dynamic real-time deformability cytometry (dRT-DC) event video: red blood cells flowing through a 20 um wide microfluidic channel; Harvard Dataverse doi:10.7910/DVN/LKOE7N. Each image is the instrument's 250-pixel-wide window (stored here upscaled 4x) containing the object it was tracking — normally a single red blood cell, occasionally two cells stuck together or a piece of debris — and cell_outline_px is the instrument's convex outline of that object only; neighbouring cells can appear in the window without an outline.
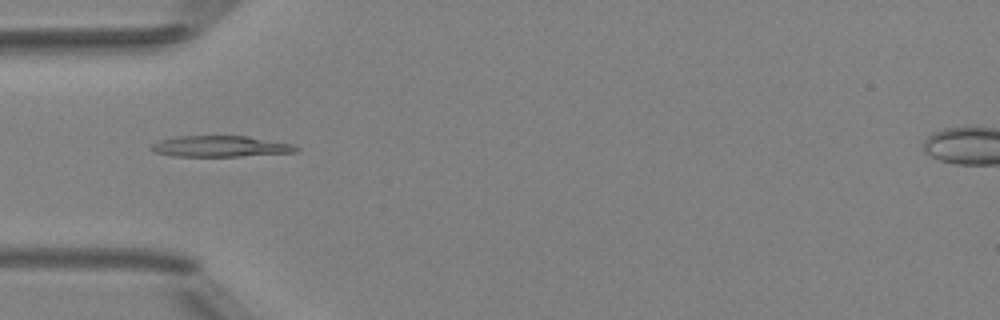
{"species": "Egyptian fruit bat (a non-hibernating species)", "species_latin": "Rousettus aegyptiacus", "temperature_condition": "room temperature", "stored_images_in_passage": 4, "camera_frame_rate_fps": 3000, "um_per_image_px": 0.085, "animal": {"sex": "female"}, "frame": {"image": 1, "passage_image": 4, "time_ms": 3.333, "image_size_px": [1000, 320], "cell_outline_px": [[300, 148], [296, 152], [240, 156], [172, 156], [152, 152], [148, 148], [152, 144], [160, 140], [176, 136], [248, 136], [292, 144]], "centroid_in_image_um": [18.68, 12.44], "position_along_channel_um": 66.3, "area_um2": 17.8}}